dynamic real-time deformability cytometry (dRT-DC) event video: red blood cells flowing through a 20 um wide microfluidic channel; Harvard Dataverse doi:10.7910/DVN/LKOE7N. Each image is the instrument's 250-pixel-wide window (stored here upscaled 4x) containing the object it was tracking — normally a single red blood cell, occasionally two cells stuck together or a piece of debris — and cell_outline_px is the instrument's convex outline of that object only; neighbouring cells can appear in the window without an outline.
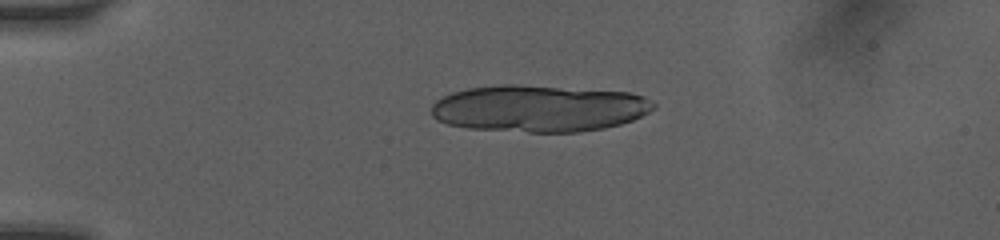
{"species": "human", "species_latin": "Homo sapiens", "temperature_condition": "room temperature", "stored_images_in_passage": 8, "camera_frame_rate_fps": 3000, "um_per_image_px": 0.085, "donor": {"sex": "female"}, "frame": {"image": 1, "passage_image": 5, "time_ms": 3.667, "image_size_px": [1000, 240], "cell_outline_px": [[656, 108], [632, 120], [620, 124], [604, 128], [580, 132], [528, 132], [468, 128], [448, 124], [436, 120], [432, 116], [432, 104], [436, 100], [452, 92], [468, 88], [500, 84], [516, 84], [628, 92], [644, 96], [656, 104]], "centroid_in_image_um": [45.8, 9.21], "position_along_channel_um": 39.2, "area_um2": 60.81}}